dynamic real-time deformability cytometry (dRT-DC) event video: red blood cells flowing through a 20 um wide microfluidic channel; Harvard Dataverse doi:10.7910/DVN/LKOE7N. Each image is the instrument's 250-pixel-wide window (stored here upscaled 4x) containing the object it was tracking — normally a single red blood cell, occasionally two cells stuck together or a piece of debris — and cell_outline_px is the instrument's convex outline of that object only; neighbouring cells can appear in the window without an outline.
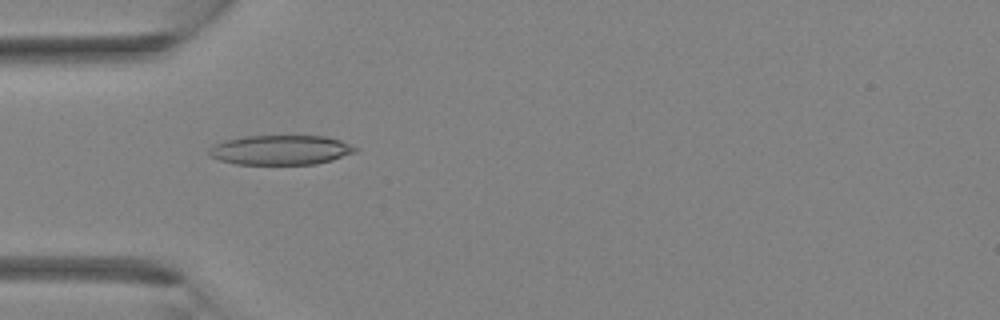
{"species": "Egyptian fruit bat (a non-hibernating species)", "species_latin": "Rousettus aegyptiacus", "temperature_condition": "room temperature", "stored_images_in_passage": 4, "camera_frame_rate_fps": 3000, "um_per_image_px": 0.085, "animal": {"sex": "female"}, "frame": {"image": 1, "passage_image": 3, "time_ms": 3.333, "image_size_px": [1000, 320], "cell_outline_px": [[360, 148], [356, 152], [332, 160], [316, 164], [236, 164], [220, 160], [208, 156], [208, 148], [224, 140], [244, 136], [324, 136], [340, 140]], "centroid_in_image_um": [23.85, 12.75], "position_along_channel_um": 61.1, "area_um2": 25.37}}
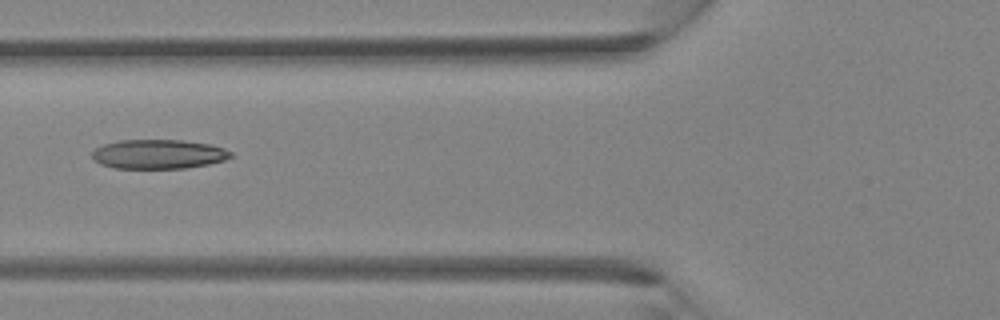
{"frame": {"image": 2, "passage_image": 4, "time_ms": 4.333, "image_size_px": [1000, 320], "cell_outline_px": [[236, 156], [224, 160], [208, 164], [184, 168], [112, 168], [100, 164], [92, 156], [92, 152], [96, 148], [104, 144], [120, 140], [184, 140], [208, 144], [224, 148], [232, 152]], "centroid_in_image_um": [13.5, 13.1], "position_along_channel_um": 112.3, "area_um2": 23.7}}